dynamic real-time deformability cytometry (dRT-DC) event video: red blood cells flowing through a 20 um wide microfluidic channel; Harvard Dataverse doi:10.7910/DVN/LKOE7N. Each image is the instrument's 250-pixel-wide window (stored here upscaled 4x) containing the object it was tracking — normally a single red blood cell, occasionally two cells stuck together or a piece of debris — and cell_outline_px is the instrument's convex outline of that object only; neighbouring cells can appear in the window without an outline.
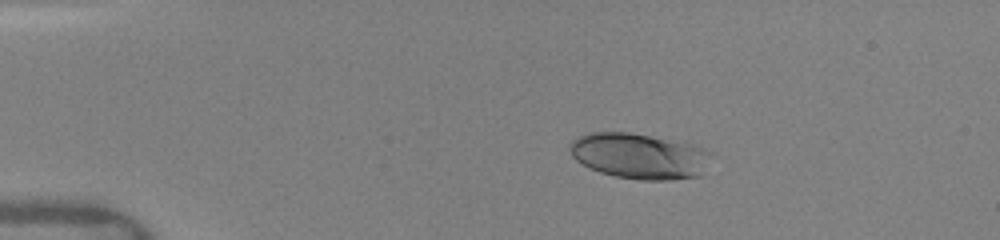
{"species": "human", "species_latin": "Homo sapiens", "temperature_condition": "warm", "stored_images_in_passage": 18, "camera_frame_rate_fps": 3000, "um_per_image_px": 0.085, "donor": {"sex": "female"}, "frame": {"image": 1, "passage_image": 1, "time_ms": 0.0, "image_size_px": [1000, 240], "cell_outline_px": [[708, 152], [700, 176], [672, 180], [640, 180], [616, 176], [600, 172], [588, 168], [576, 160], [572, 156], [568, 148], [568, 144], [572, 140], [588, 132], [628, 132], [684, 140], [696, 144], [704, 148]], "centroid_in_image_um": [54.29, 13.23], "position_along_channel_um": 30.7, "area_um2": 37.92}}
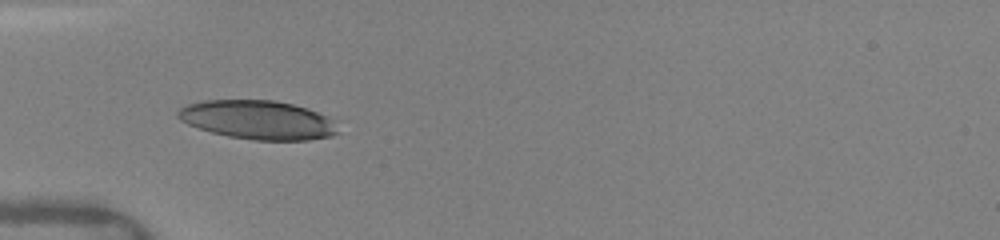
{"frame": {"image": 2, "passage_image": 16, "time_ms": 2.333, "image_size_px": [1000, 240], "cell_outline_px": [[340, 132], [332, 136], [308, 140], [252, 140], [228, 136], [212, 132], [188, 124], [180, 120], [176, 116], [176, 112], [180, 108], [188, 104], [204, 100], [272, 100], [292, 104], [308, 108], [328, 116], [336, 120]], "centroid_in_image_um": [21.97, 10.19], "position_along_channel_um": 63.0, "area_um2": 36.53}}
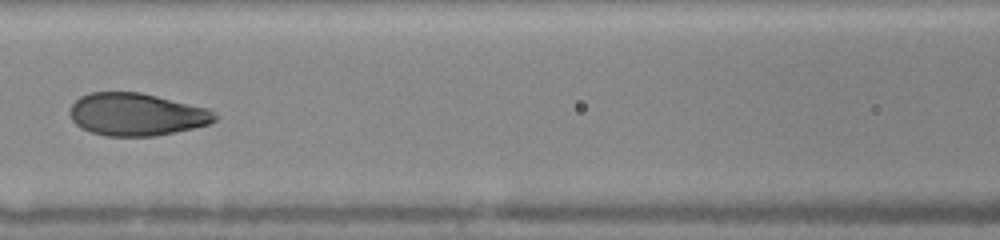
{"frame": {"image": 3, "passage_image": 18, "time_ms": 4.667, "image_size_px": [1000, 240], "cell_outline_px": [[220, 116], [216, 120], [208, 124], [192, 128], [156, 136], [104, 136], [80, 128], [72, 120], [68, 112], [72, 104], [80, 96], [88, 92], [140, 92], [208, 108]], "centroid_in_image_um": [11.58, 9.72], "position_along_channel_um": 155.0, "area_um2": 36.13}}